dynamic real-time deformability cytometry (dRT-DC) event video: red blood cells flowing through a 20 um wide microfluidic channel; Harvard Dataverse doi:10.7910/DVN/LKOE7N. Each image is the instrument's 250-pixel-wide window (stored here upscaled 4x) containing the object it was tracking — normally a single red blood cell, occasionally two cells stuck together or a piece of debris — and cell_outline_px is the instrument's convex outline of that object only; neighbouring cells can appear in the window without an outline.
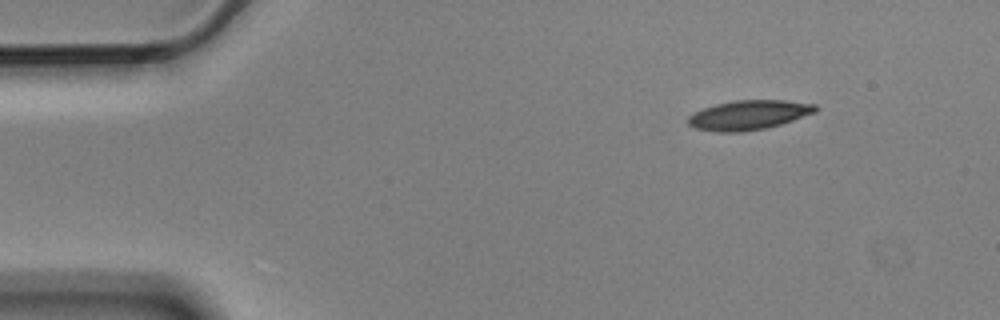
{"species": "Egyptian fruit bat (a non-hibernating species)", "species_latin": "Rousettus aegyptiacus", "temperature_condition": "cold", "stored_images_in_passage": 3, "camera_frame_rate_fps": 3000, "um_per_image_px": 0.085, "animal": {"sex": "male"}, "frame": {"image": 1, "passage_image": 1, "time_ms": 0.0, "image_size_px": [1000, 320], "cell_outline_px": [[816, 112], [780, 124], [764, 128], [740, 132], [716, 132], [696, 128], [688, 124], [688, 116], [704, 108], [716, 104], [736, 100], [784, 100], [816, 104]], "centroid_in_image_um": [63.63, 9.77], "position_along_channel_um": 21.4, "area_um2": 21.62}}
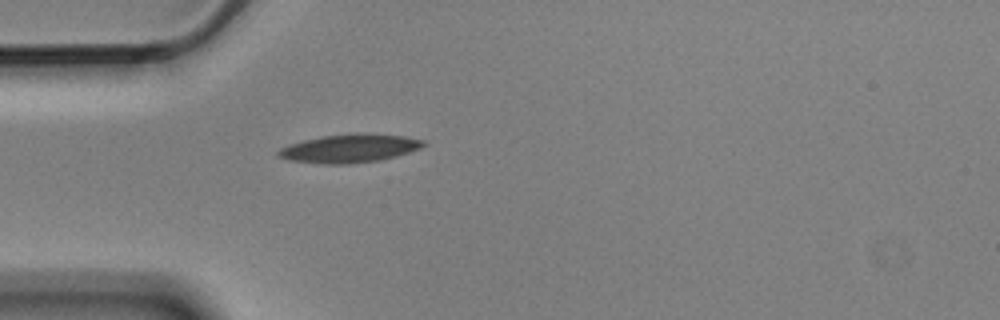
{"frame": {"image": 2, "passage_image": 3, "time_ms": 0.667, "image_size_px": [1000, 320], "cell_outline_px": [[428, 144], [420, 148], [396, 156], [380, 160], [352, 164], [320, 164], [288, 160], [276, 156], [276, 152], [280, 148], [304, 140], [324, 136], [356, 132], [360, 132], [404, 136], [424, 140]], "centroid_in_image_um": [29.72, 12.61], "position_along_channel_um": 55.3, "area_um2": 24.22}}